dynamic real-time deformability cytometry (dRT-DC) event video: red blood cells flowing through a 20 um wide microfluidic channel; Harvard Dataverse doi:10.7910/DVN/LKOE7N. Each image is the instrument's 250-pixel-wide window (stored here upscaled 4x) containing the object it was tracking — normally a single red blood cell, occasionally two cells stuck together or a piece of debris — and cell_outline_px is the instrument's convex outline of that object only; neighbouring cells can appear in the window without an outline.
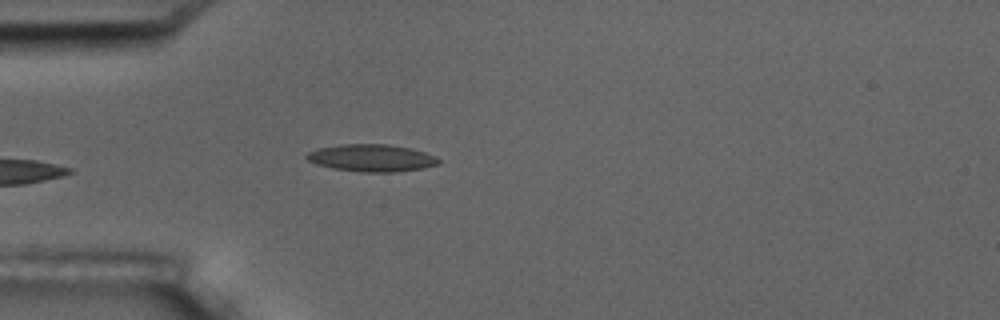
{"species": "common noctule bat (a hibernating species)", "species_latin": "Nyctalus noctula", "temperature_condition": "room temperature", "stored_images_in_passage": 1, "camera_frame_rate_fps": 3000, "um_per_image_px": 0.085, "animal": {"sex": "male", "body_mass_g": 17.5, "forearm_length_mm": 52.3}, "frame": {"image": 1, "passage_image": 1, "time_ms": 0.0, "image_size_px": [1000, 320], "cell_outline_px": [[440, 164], [424, 168], [392, 172], [360, 172], [332, 168], [316, 164], [308, 160], [304, 156], [308, 152], [316, 148], [340, 144], [388, 144], [412, 148], [424, 152], [440, 160]], "centroid_in_image_um": [31.55, 13.42], "position_along_channel_um": 53.4, "area_um2": 21.04}}